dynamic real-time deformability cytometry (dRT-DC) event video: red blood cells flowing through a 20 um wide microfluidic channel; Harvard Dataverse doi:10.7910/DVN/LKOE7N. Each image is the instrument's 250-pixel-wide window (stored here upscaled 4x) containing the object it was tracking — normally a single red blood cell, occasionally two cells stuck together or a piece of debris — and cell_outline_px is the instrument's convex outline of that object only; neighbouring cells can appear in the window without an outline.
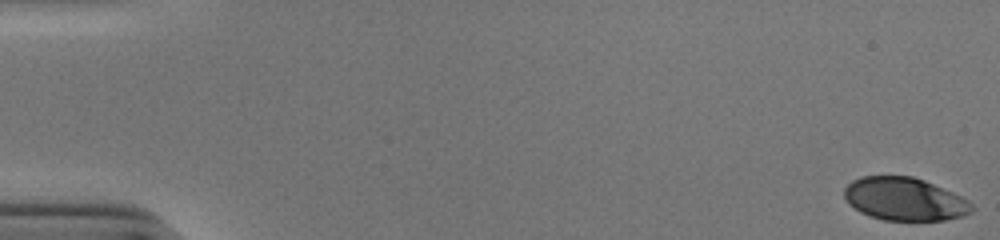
{"species": "human", "species_latin": "Homo sapiens", "temperature_condition": "cold", "stored_images_in_passage": 53, "camera_frame_rate_fps": 3000, "um_per_image_px": 0.085, "donor": {"sex": "male"}, "frame": {"image": 1, "passage_image": 1, "time_ms": 0.0, "image_size_px": [1000, 240], "cell_outline_px": [[976, 208], [972, 212], [964, 216], [944, 220], [884, 220], [868, 216], [860, 212], [848, 204], [844, 196], [844, 188], [852, 180], [860, 176], [912, 176], [924, 180], [952, 192], [968, 200]], "centroid_in_image_um": [76.88, 16.92], "position_along_channel_um": 8.1, "area_um2": 32.14}}
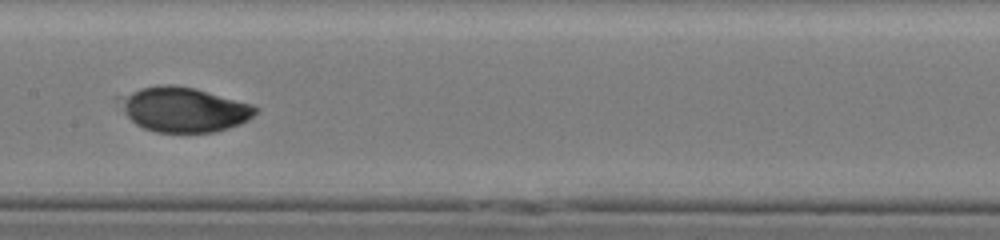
{"frame": {"image": 2, "passage_image": 28, "time_ms": 9.0, "image_size_px": [1000, 240], "cell_outline_px": [[260, 108], [248, 120], [240, 124], [216, 132], [156, 132], [144, 128], [136, 124], [124, 112], [124, 108], [128, 96], [132, 92], [140, 88], [156, 84], [172, 84], [196, 88], [252, 104]], "centroid_in_image_um": [15.74, 9.31], "position_along_channel_um": 191.7, "area_um2": 34.74}}
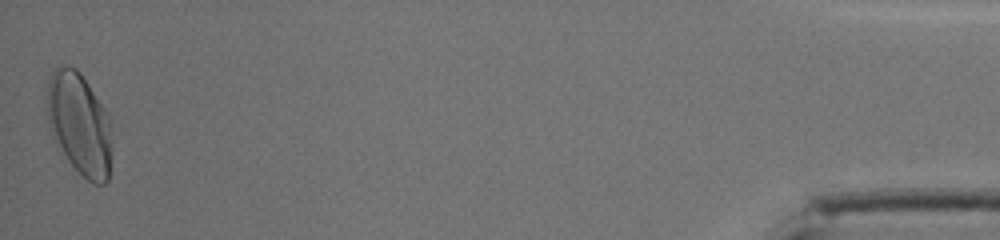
{"frame": {"image": 3, "passage_image": 53, "time_ms": 17.333, "image_size_px": [1000, 240], "cell_outline_px": [[112, 120], [108, 180], [104, 184], [96, 184], [88, 180], [68, 160], [52, 140], [48, 128], [48, 80], [52, 72], [60, 64], [68, 64], [76, 68], [80, 72], [108, 112]], "centroid_in_image_um": [6.75, 10.49], "position_along_channel_um": 428.5, "area_um2": 38.9}, "authors_computed_cell_mechanics": {"area_um2": 33.5818, "velocity_mm_per_s": 3.8949, "shape_relaxation_time_tau1_ms": 4.1156, "shape_relaxation_time_tau2_ms": null, "deformation_change_tau1": 0.1701, "deformation_change_tau2": null}}